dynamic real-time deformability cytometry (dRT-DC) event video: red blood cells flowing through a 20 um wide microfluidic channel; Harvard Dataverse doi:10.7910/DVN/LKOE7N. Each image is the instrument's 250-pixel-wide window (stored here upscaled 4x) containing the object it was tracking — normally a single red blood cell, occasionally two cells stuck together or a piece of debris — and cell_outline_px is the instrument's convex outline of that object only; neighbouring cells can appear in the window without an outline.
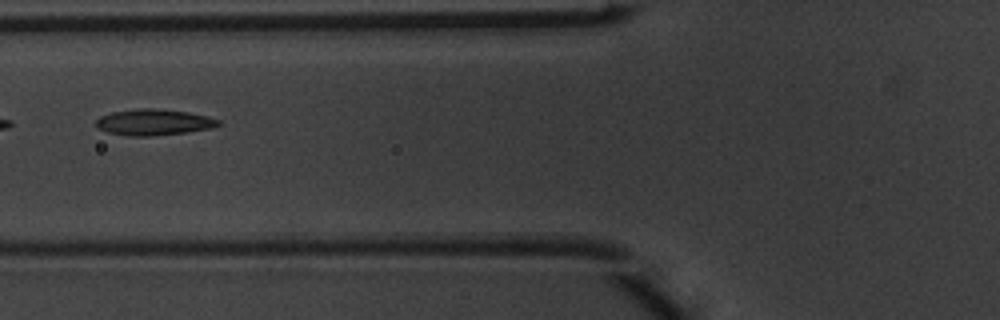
{"species": "common noctule bat (a hibernating species)", "species_latin": "Nyctalus noctula", "temperature_condition": "warm", "stored_images_in_passage": 7, "camera_frame_rate_fps": 3000, "um_per_image_px": 0.085, "animal": {"sex": "male", "body_mass_g": 20.1, "forearm_length_mm": 53.5}, "frame": {"image": 1, "passage_image": 6, "time_ms": 1.667, "image_size_px": [1000, 320], "cell_outline_px": [[220, 124], [212, 128], [188, 132], [152, 136], [128, 136], [108, 132], [96, 128], [96, 120], [100, 116], [112, 112], [136, 108], [156, 108], [188, 112], [208, 116], [220, 120]], "centroid_in_image_um": [13.06, 10.38], "position_along_channel_um": 112.7, "area_um2": 18.79}}
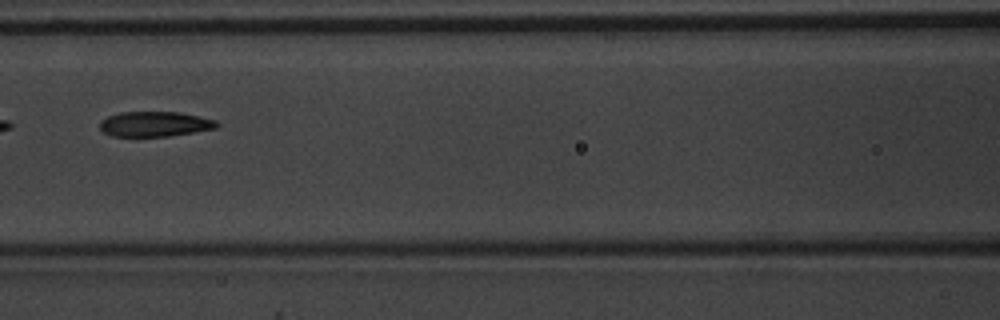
{"frame": {"image": 2, "passage_image": 7, "time_ms": 2.0, "image_size_px": [1000, 320], "cell_outline_px": [[220, 124], [216, 128], [168, 136], [112, 136], [104, 132], [100, 128], [100, 120], [108, 116], [120, 112], [180, 112], [216, 120]], "centroid_in_image_um": [13.15, 10.53], "position_along_channel_um": 153.5, "area_um2": 16.99}}